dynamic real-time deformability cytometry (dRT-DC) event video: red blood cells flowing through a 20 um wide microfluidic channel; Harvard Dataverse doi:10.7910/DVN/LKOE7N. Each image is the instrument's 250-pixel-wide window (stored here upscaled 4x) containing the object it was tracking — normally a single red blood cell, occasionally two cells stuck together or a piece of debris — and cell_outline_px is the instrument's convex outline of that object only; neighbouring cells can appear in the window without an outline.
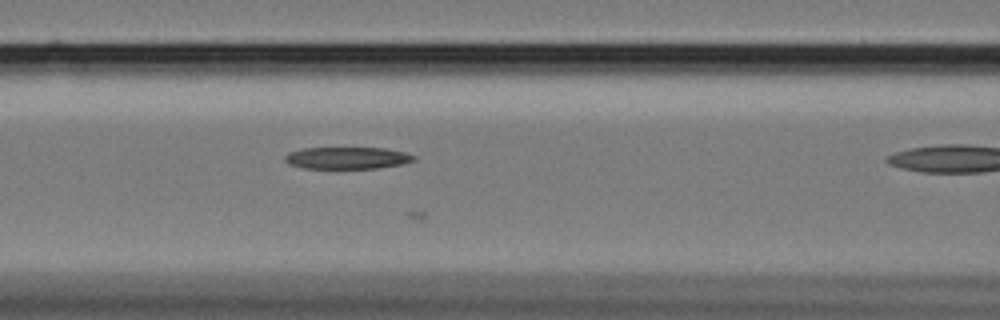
{"species": "Egyptian fruit bat (a non-hibernating species)", "species_latin": "Rousettus aegyptiacus", "temperature_condition": "cold", "stored_images_in_passage": 32, "camera_frame_rate_fps": 3000, "um_per_image_px": 0.085, "animal": {"sex": "female"}, "frame": {"image": 1, "passage_image": 21, "time_ms": 6.667, "image_size_px": [1000, 320], "cell_outline_px": [[416, 160], [400, 164], [376, 168], [304, 168], [288, 164], [284, 160], [284, 156], [288, 152], [304, 148], [384, 148], [404, 152], [416, 156]], "centroid_in_image_um": [29.48, 13.42], "position_along_channel_um": 137.1, "area_um2": 16.42}}
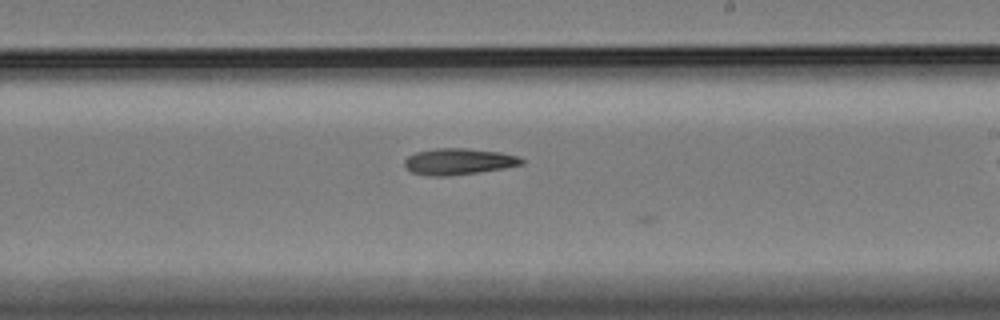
{"frame": {"image": 2, "passage_image": 31, "time_ms": 10.0, "image_size_px": [1000, 320], "cell_outline_px": [[524, 164], [504, 168], [448, 176], [428, 176], [412, 172], [404, 164], [404, 160], [408, 156], [416, 152], [436, 148], [468, 148], [500, 152], [520, 156], [524, 160]], "centroid_in_image_um": [39.0, 13.72], "position_along_channel_um": 250.0, "area_um2": 17.98}}